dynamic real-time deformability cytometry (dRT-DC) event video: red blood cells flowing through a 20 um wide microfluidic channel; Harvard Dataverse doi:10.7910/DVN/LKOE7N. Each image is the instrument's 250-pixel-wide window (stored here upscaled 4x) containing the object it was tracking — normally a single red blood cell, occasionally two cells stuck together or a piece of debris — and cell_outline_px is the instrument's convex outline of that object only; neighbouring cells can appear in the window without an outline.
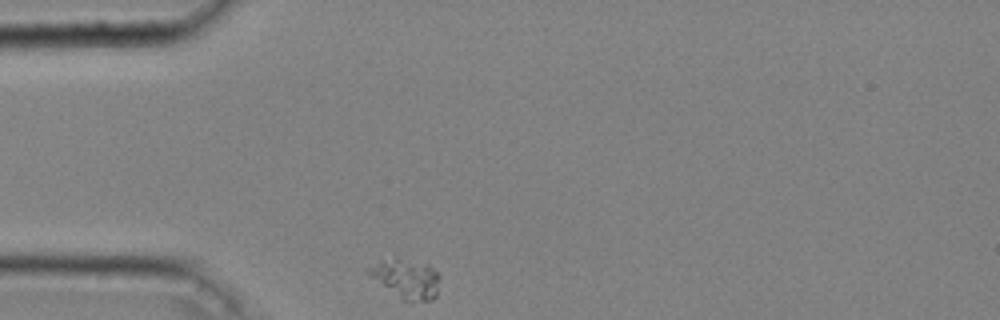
{"species": "common noctule bat (a hibernating species)", "species_latin": "Nyctalus noctula", "temperature_condition": "cold", "stored_images_in_passage": 39, "camera_frame_rate_fps": 3000, "um_per_image_px": 0.085, "animal": {"sex": "male", "body_mass_g": 20.4}, "frame": {"image": 1, "passage_image": 1, "time_ms": 0.0, "image_size_px": [1000, 320], "cell_outline_px": [[440, 276], [436, 296], [432, 300], [404, 300], [372, 276], [368, 272], [368, 268], [380, 260], [396, 256], [432, 268]], "centroid_in_image_um": [34.56, 23.66], "position_along_channel_um": 50.4, "area_um2": 15.49}}
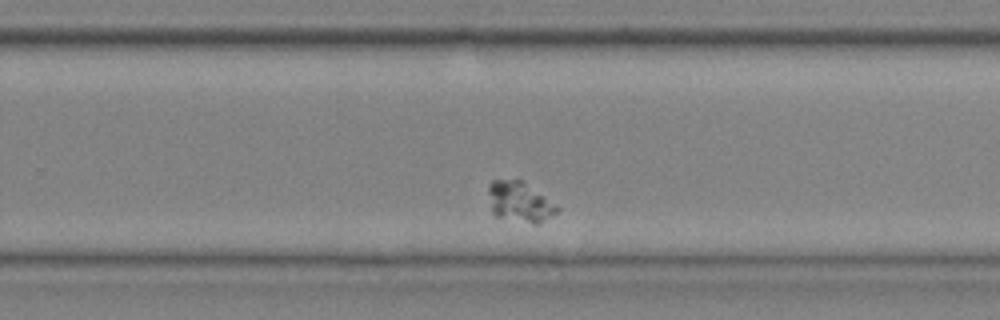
{"frame": {"image": 2, "passage_image": 22, "time_ms": 7.0, "image_size_px": [1000, 320], "cell_outline_px": [[560, 208], [556, 212], [540, 224], [532, 224], [496, 216], [492, 212], [488, 192], [488, 184], [492, 180], [520, 180], [556, 204]], "centroid_in_image_um": [44.16, 17.18], "position_along_channel_um": 285.6, "area_um2": 15.9}}
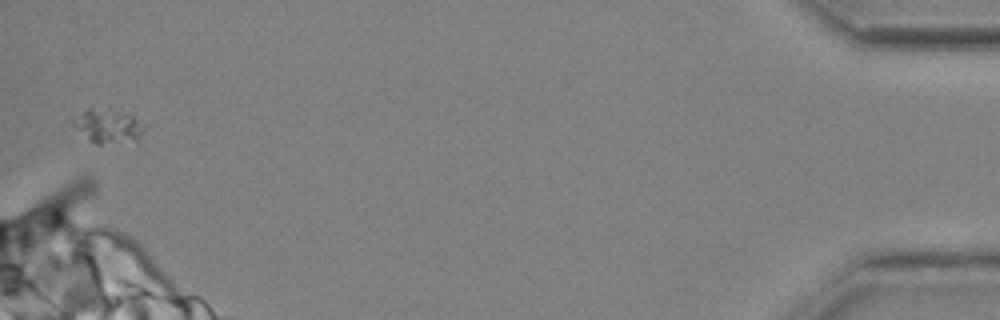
{"frame": {"image": 3, "passage_image": 39, "time_ms": 12.667, "image_size_px": [1000, 320], "cell_outline_px": [[148, 124], [136, 140], [100, 144], [96, 144], [72, 124], [72, 120], [88, 108], [92, 108], [132, 116]], "centroid_in_image_um": [9.22, 10.73], "position_along_channel_um": 426.0, "area_um2": 13.24}}